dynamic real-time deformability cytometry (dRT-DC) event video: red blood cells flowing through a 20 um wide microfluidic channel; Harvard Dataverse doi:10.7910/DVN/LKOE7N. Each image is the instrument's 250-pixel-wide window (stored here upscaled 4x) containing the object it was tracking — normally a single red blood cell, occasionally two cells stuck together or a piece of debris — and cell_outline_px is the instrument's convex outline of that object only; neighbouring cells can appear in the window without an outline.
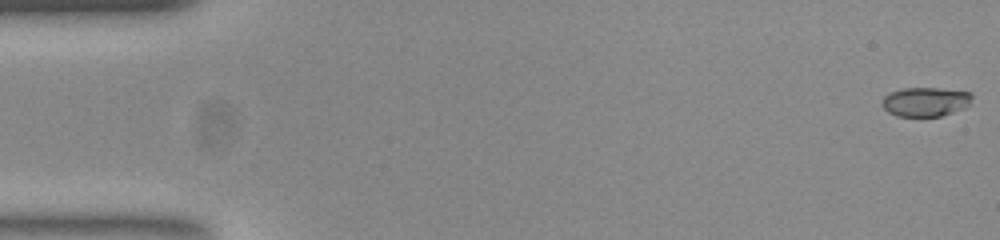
{"species": "common noctule bat (a hibernating species)", "species_latin": "Nyctalus noctula", "temperature_condition": "room temperature", "stored_images_in_passage": 13, "camera_frame_rate_fps": 3000, "um_per_image_px": 0.085, "animal": {"sex": "female", "body_mass_g": 23.0, "forearm_length_mm": 53.4}, "frame": {"image": 1, "passage_image": 1, "time_ms": 0.0, "image_size_px": [1000, 240], "cell_outline_px": [[972, 96], [968, 104], [964, 108], [940, 116], [896, 116], [888, 112], [880, 104], [884, 96], [888, 92], [904, 88], [940, 88], [972, 92]], "centroid_in_image_um": [78.62, 8.64], "position_along_channel_um": 6.4, "area_um2": 15.37}}